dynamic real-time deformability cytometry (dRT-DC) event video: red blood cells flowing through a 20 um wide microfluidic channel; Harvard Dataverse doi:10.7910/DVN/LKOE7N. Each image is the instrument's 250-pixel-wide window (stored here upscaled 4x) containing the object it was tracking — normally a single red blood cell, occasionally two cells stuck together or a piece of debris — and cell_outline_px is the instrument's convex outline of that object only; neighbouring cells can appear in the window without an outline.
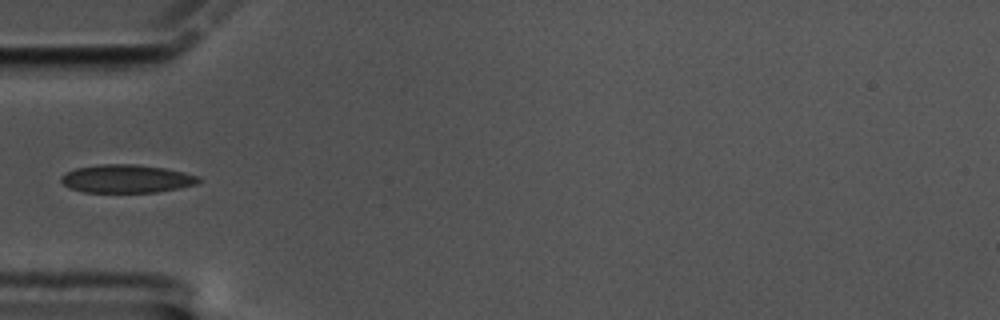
{"species": "common noctule bat (a hibernating species)", "species_latin": "Nyctalus noctula", "temperature_condition": "cold", "stored_images_in_passage": 42, "camera_frame_rate_fps": 3000, "um_per_image_px": 0.085, "animal": {"sex": "male", "body_mass_g": 17.5, "forearm_length_mm": 52.3}, "frame": {"image": 1, "passage_image": 1, "time_ms": 0.0, "image_size_px": [1000, 320], "cell_outline_px": [[200, 180], [196, 184], [180, 188], [156, 192], [84, 192], [68, 188], [60, 180], [60, 176], [64, 172], [76, 168], [100, 164], [136, 164], [164, 168], [184, 172], [200, 176]], "centroid_in_image_um": [10.73, 15.19], "position_along_channel_um": 74.3, "area_um2": 22.72}}
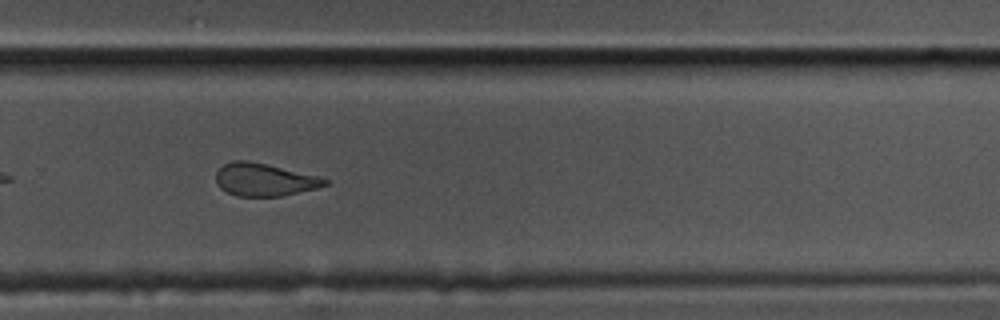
{"frame": {"image": 2, "passage_image": 22, "time_ms": 7.0, "image_size_px": [1000, 320], "cell_outline_px": [[332, 180], [328, 184], [316, 188], [280, 196], [236, 196], [220, 188], [216, 184], [216, 172], [224, 164], [232, 160], [248, 160], [320, 176]], "centroid_in_image_um": [22.48, 15.26], "position_along_channel_um": 307.3, "area_um2": 20.81}}
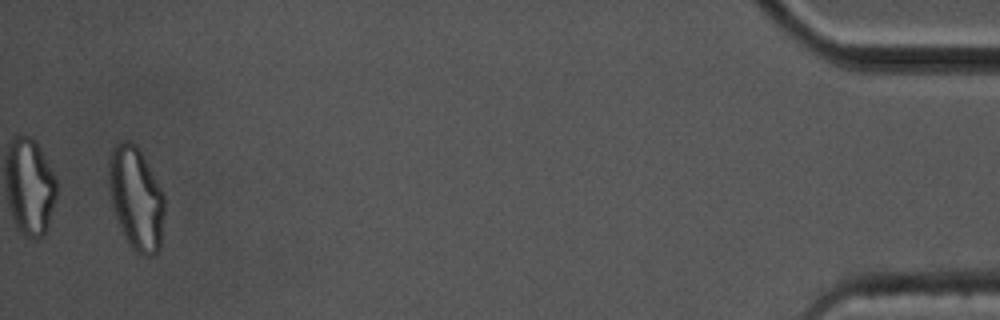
{"frame": {"image": 3, "passage_image": 40, "time_ms": 13.0, "image_size_px": [1000, 320], "cell_outline_px": [[164, 212], [160, 248], [152, 256], [144, 256], [136, 252], [132, 248], [120, 228], [112, 204], [108, 180], [108, 164], [112, 148], [120, 140], [132, 140], [136, 144], [160, 188], [164, 196]], "centroid_in_image_um": [11.55, 16.84], "position_along_channel_um": 423.6, "area_um2": 33.18}}